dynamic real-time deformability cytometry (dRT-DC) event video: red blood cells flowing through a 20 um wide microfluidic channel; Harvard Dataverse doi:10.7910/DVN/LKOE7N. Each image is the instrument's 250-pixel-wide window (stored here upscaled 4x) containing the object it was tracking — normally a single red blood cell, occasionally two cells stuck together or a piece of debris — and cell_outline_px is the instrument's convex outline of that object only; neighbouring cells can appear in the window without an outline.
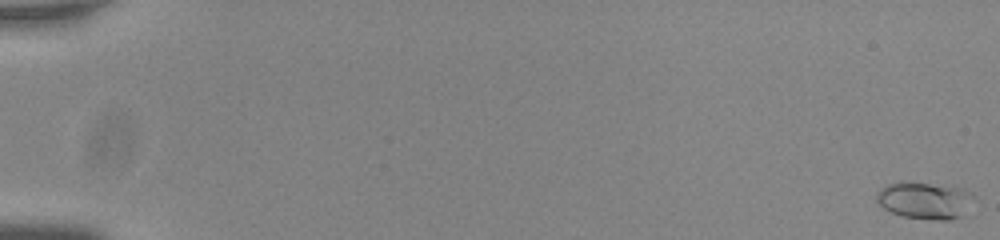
{"species": "common noctule bat (a hibernating species)", "species_latin": "Nyctalus noctula", "temperature_condition": "room temperature", "stored_images_in_passage": 18, "camera_frame_rate_fps": 3000, "um_per_image_px": 0.085, "animal": {"sex": "male", "body_mass_g": 20.0, "forearm_length_mm": 53.3}, "frame": {"image": 1, "passage_image": 1, "time_ms": 0.0, "image_size_px": [1000, 240], "cell_outline_px": [[972, 196], [960, 216], [948, 220], [936, 220], [900, 216], [884, 208], [876, 200], [876, 192], [880, 188], [888, 184], [900, 180], [964, 188], [972, 192]], "centroid_in_image_um": [78.51, 17.01], "position_along_channel_um": 6.5, "area_um2": 20.75}}